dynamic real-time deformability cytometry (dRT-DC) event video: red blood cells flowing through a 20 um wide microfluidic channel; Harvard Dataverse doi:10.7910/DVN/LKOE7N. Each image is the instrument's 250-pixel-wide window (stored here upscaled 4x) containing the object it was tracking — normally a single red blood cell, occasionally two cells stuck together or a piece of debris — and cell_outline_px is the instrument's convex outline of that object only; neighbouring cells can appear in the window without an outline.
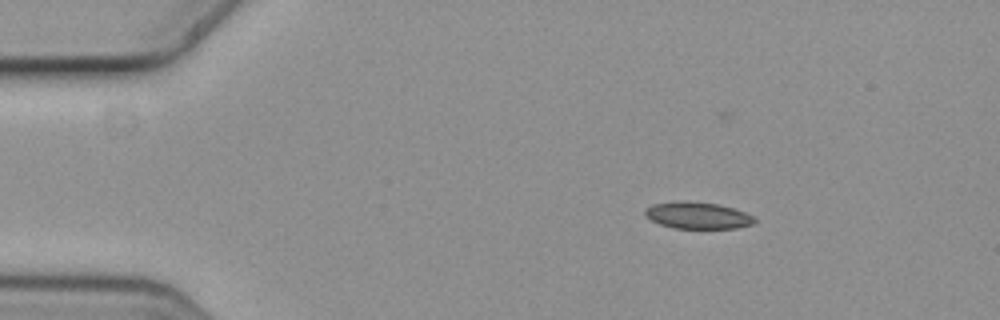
{"species": "common noctule bat (a hibernating species)", "species_latin": "Nyctalus noctula", "temperature_condition": "cold", "stored_images_in_passage": 5, "camera_frame_rate_fps": 3000, "um_per_image_px": 0.085, "animal": {"sex": "female", "body_mass_g": 19.3, "forearm_length_mm": 54.1}, "frame": {"image": 1, "passage_image": 1, "time_ms": 0.0, "image_size_px": [1000, 320], "cell_outline_px": [[756, 224], [736, 228], [672, 228], [660, 224], [644, 216], [644, 208], [652, 204], [716, 204], [732, 208], [744, 212], [752, 216], [756, 220]], "centroid_in_image_um": [59.33, 18.37], "position_along_channel_um": 25.7, "area_um2": 16.18}}
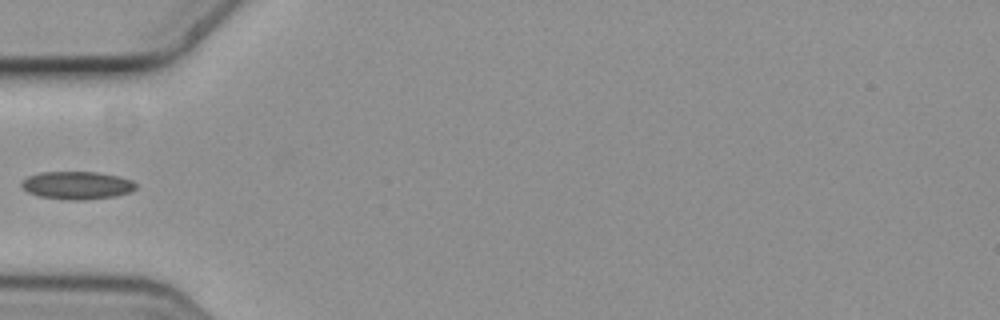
{"frame": {"image": 2, "passage_image": 4, "time_ms": 1.0, "image_size_px": [1000, 320], "cell_outline_px": [[136, 188], [132, 192], [116, 196], [84, 200], [64, 200], [40, 196], [28, 192], [20, 184], [28, 176], [40, 172], [96, 172], [116, 176], [132, 180], [136, 184]], "centroid_in_image_um": [6.56, 15.76], "position_along_channel_um": 78.4, "area_um2": 18.55}}
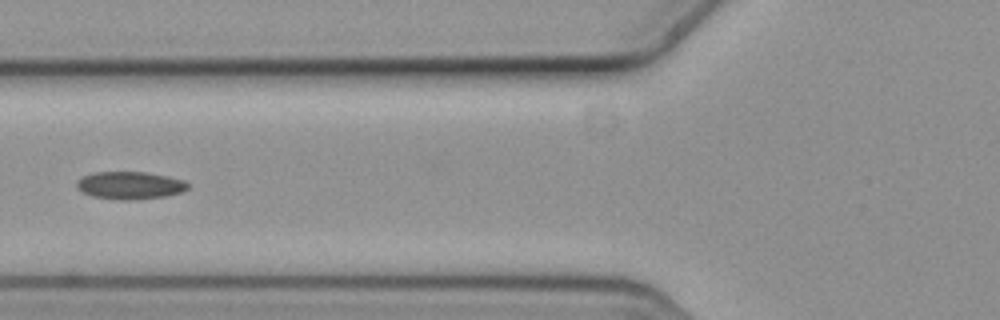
{"frame": {"image": 3, "passage_image": 5, "time_ms": 1.333, "image_size_px": [1000, 320], "cell_outline_px": [[188, 188], [180, 192], [168, 196], [136, 200], [120, 200], [92, 196], [76, 188], [76, 180], [80, 176], [96, 172], [144, 172], [168, 176], [184, 180], [188, 184]], "centroid_in_image_um": [11.02, 15.76], "position_along_channel_um": 114.8, "area_um2": 18.03}}